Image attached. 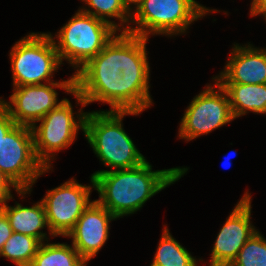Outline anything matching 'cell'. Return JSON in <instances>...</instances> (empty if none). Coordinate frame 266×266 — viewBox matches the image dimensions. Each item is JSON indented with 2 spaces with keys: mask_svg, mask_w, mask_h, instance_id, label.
I'll return each mask as SVG.
<instances>
[{
  "mask_svg": "<svg viewBox=\"0 0 266 266\" xmlns=\"http://www.w3.org/2000/svg\"><path fill=\"white\" fill-rule=\"evenodd\" d=\"M148 38L120 32L83 67L74 73L75 96L82 108L100 101L110 111H127L126 82L121 71L129 68H150L146 51Z\"/></svg>",
  "mask_w": 266,
  "mask_h": 266,
  "instance_id": "obj_1",
  "label": "cell"
},
{
  "mask_svg": "<svg viewBox=\"0 0 266 266\" xmlns=\"http://www.w3.org/2000/svg\"><path fill=\"white\" fill-rule=\"evenodd\" d=\"M187 171V167L152 171V165L145 161L128 169L98 170L91 176L99 194L96 201L118 219L140 210L146 201L174 184Z\"/></svg>",
  "mask_w": 266,
  "mask_h": 266,
  "instance_id": "obj_2",
  "label": "cell"
},
{
  "mask_svg": "<svg viewBox=\"0 0 266 266\" xmlns=\"http://www.w3.org/2000/svg\"><path fill=\"white\" fill-rule=\"evenodd\" d=\"M136 111H93L85 117L84 135L96 156L113 170L133 168L143 164L145 157L123 128L122 118L139 115Z\"/></svg>",
  "mask_w": 266,
  "mask_h": 266,
  "instance_id": "obj_3",
  "label": "cell"
},
{
  "mask_svg": "<svg viewBox=\"0 0 266 266\" xmlns=\"http://www.w3.org/2000/svg\"><path fill=\"white\" fill-rule=\"evenodd\" d=\"M217 9H208L195 0H143L131 13L129 33L149 38V35L176 36L186 33L191 23Z\"/></svg>",
  "mask_w": 266,
  "mask_h": 266,
  "instance_id": "obj_4",
  "label": "cell"
},
{
  "mask_svg": "<svg viewBox=\"0 0 266 266\" xmlns=\"http://www.w3.org/2000/svg\"><path fill=\"white\" fill-rule=\"evenodd\" d=\"M118 31L109 23L78 10L56 32L57 41L51 33L60 61H68L75 73L94 58ZM54 37V38H53ZM57 42V43H56Z\"/></svg>",
  "mask_w": 266,
  "mask_h": 266,
  "instance_id": "obj_5",
  "label": "cell"
},
{
  "mask_svg": "<svg viewBox=\"0 0 266 266\" xmlns=\"http://www.w3.org/2000/svg\"><path fill=\"white\" fill-rule=\"evenodd\" d=\"M13 87L50 82L61 67L55 44L49 33H30L15 42L9 54ZM42 81V82H41Z\"/></svg>",
  "mask_w": 266,
  "mask_h": 266,
  "instance_id": "obj_6",
  "label": "cell"
},
{
  "mask_svg": "<svg viewBox=\"0 0 266 266\" xmlns=\"http://www.w3.org/2000/svg\"><path fill=\"white\" fill-rule=\"evenodd\" d=\"M80 108L74 117L73 106L64 98L55 109L50 110L38 126L31 127L36 158L45 168H51L55 152L68 148L77 138L78 130L84 132L87 112ZM76 117L78 120H76Z\"/></svg>",
  "mask_w": 266,
  "mask_h": 266,
  "instance_id": "obj_7",
  "label": "cell"
},
{
  "mask_svg": "<svg viewBox=\"0 0 266 266\" xmlns=\"http://www.w3.org/2000/svg\"><path fill=\"white\" fill-rule=\"evenodd\" d=\"M0 170L7 175L20 190H32L33 185L45 172L36 158L32 129L16 124L0 141Z\"/></svg>",
  "mask_w": 266,
  "mask_h": 266,
  "instance_id": "obj_8",
  "label": "cell"
},
{
  "mask_svg": "<svg viewBox=\"0 0 266 266\" xmlns=\"http://www.w3.org/2000/svg\"><path fill=\"white\" fill-rule=\"evenodd\" d=\"M233 120L228 95L215 81L213 86L206 85L187 106L180 122L178 136L185 141H191Z\"/></svg>",
  "mask_w": 266,
  "mask_h": 266,
  "instance_id": "obj_9",
  "label": "cell"
},
{
  "mask_svg": "<svg viewBox=\"0 0 266 266\" xmlns=\"http://www.w3.org/2000/svg\"><path fill=\"white\" fill-rule=\"evenodd\" d=\"M90 181L92 186H86L71 178L60 186L48 190L41 199L46 210L48 234L52 237H66L93 202L90 201L91 190L95 188L92 176Z\"/></svg>",
  "mask_w": 266,
  "mask_h": 266,
  "instance_id": "obj_10",
  "label": "cell"
},
{
  "mask_svg": "<svg viewBox=\"0 0 266 266\" xmlns=\"http://www.w3.org/2000/svg\"><path fill=\"white\" fill-rule=\"evenodd\" d=\"M55 88L64 89L66 93L72 94L75 89L74 74L69 79L59 82L13 87L9 102L1 98L0 100L16 124L32 127L63 102L64 99L58 101V92Z\"/></svg>",
  "mask_w": 266,
  "mask_h": 266,
  "instance_id": "obj_11",
  "label": "cell"
},
{
  "mask_svg": "<svg viewBox=\"0 0 266 266\" xmlns=\"http://www.w3.org/2000/svg\"><path fill=\"white\" fill-rule=\"evenodd\" d=\"M251 195L245 192L217 234L209 266H229L257 231L251 219Z\"/></svg>",
  "mask_w": 266,
  "mask_h": 266,
  "instance_id": "obj_12",
  "label": "cell"
},
{
  "mask_svg": "<svg viewBox=\"0 0 266 266\" xmlns=\"http://www.w3.org/2000/svg\"><path fill=\"white\" fill-rule=\"evenodd\" d=\"M117 218L94 200L67 234L73 247L88 263L103 247L109 237V223Z\"/></svg>",
  "mask_w": 266,
  "mask_h": 266,
  "instance_id": "obj_13",
  "label": "cell"
},
{
  "mask_svg": "<svg viewBox=\"0 0 266 266\" xmlns=\"http://www.w3.org/2000/svg\"><path fill=\"white\" fill-rule=\"evenodd\" d=\"M247 45L234 44L225 68L213 80L218 83L266 84V49Z\"/></svg>",
  "mask_w": 266,
  "mask_h": 266,
  "instance_id": "obj_14",
  "label": "cell"
},
{
  "mask_svg": "<svg viewBox=\"0 0 266 266\" xmlns=\"http://www.w3.org/2000/svg\"><path fill=\"white\" fill-rule=\"evenodd\" d=\"M7 202L8 200L1 202L0 210L8 218L13 232L35 237L41 242L47 241V233L41 231L45 227L48 228L46 210L42 201L31 207L22 206L20 203L9 206Z\"/></svg>",
  "mask_w": 266,
  "mask_h": 266,
  "instance_id": "obj_15",
  "label": "cell"
},
{
  "mask_svg": "<svg viewBox=\"0 0 266 266\" xmlns=\"http://www.w3.org/2000/svg\"><path fill=\"white\" fill-rule=\"evenodd\" d=\"M226 91L234 119L246 113L266 114V84L219 83Z\"/></svg>",
  "mask_w": 266,
  "mask_h": 266,
  "instance_id": "obj_16",
  "label": "cell"
},
{
  "mask_svg": "<svg viewBox=\"0 0 266 266\" xmlns=\"http://www.w3.org/2000/svg\"><path fill=\"white\" fill-rule=\"evenodd\" d=\"M149 73L150 68H129L121 71L127 88V111L141 113L152 105Z\"/></svg>",
  "mask_w": 266,
  "mask_h": 266,
  "instance_id": "obj_17",
  "label": "cell"
},
{
  "mask_svg": "<svg viewBox=\"0 0 266 266\" xmlns=\"http://www.w3.org/2000/svg\"><path fill=\"white\" fill-rule=\"evenodd\" d=\"M73 245L42 242L30 266H86Z\"/></svg>",
  "mask_w": 266,
  "mask_h": 266,
  "instance_id": "obj_18",
  "label": "cell"
},
{
  "mask_svg": "<svg viewBox=\"0 0 266 266\" xmlns=\"http://www.w3.org/2000/svg\"><path fill=\"white\" fill-rule=\"evenodd\" d=\"M197 259L164 227L157 251L150 266H198Z\"/></svg>",
  "mask_w": 266,
  "mask_h": 266,
  "instance_id": "obj_19",
  "label": "cell"
},
{
  "mask_svg": "<svg viewBox=\"0 0 266 266\" xmlns=\"http://www.w3.org/2000/svg\"><path fill=\"white\" fill-rule=\"evenodd\" d=\"M88 5V8L81 7L85 13L93 15L94 17L101 19L110 25H112L117 31L129 32L131 14L123 6L121 0H81ZM91 10H90V9ZM109 18V19H108ZM112 18H117L120 23L111 21ZM127 24V26H125Z\"/></svg>",
  "mask_w": 266,
  "mask_h": 266,
  "instance_id": "obj_20",
  "label": "cell"
},
{
  "mask_svg": "<svg viewBox=\"0 0 266 266\" xmlns=\"http://www.w3.org/2000/svg\"><path fill=\"white\" fill-rule=\"evenodd\" d=\"M41 243L35 237L13 232L3 245L0 256L6 257L16 266H30Z\"/></svg>",
  "mask_w": 266,
  "mask_h": 266,
  "instance_id": "obj_21",
  "label": "cell"
},
{
  "mask_svg": "<svg viewBox=\"0 0 266 266\" xmlns=\"http://www.w3.org/2000/svg\"><path fill=\"white\" fill-rule=\"evenodd\" d=\"M229 266H266V238L256 231Z\"/></svg>",
  "mask_w": 266,
  "mask_h": 266,
  "instance_id": "obj_22",
  "label": "cell"
},
{
  "mask_svg": "<svg viewBox=\"0 0 266 266\" xmlns=\"http://www.w3.org/2000/svg\"><path fill=\"white\" fill-rule=\"evenodd\" d=\"M11 187L14 188L17 194L25 197L26 194H31L32 190H20L18 186L0 170V202L13 199Z\"/></svg>",
  "mask_w": 266,
  "mask_h": 266,
  "instance_id": "obj_23",
  "label": "cell"
},
{
  "mask_svg": "<svg viewBox=\"0 0 266 266\" xmlns=\"http://www.w3.org/2000/svg\"><path fill=\"white\" fill-rule=\"evenodd\" d=\"M16 125L10 117L8 109L0 100V141Z\"/></svg>",
  "mask_w": 266,
  "mask_h": 266,
  "instance_id": "obj_24",
  "label": "cell"
},
{
  "mask_svg": "<svg viewBox=\"0 0 266 266\" xmlns=\"http://www.w3.org/2000/svg\"><path fill=\"white\" fill-rule=\"evenodd\" d=\"M13 230L6 215L0 210V252L5 242L12 235Z\"/></svg>",
  "mask_w": 266,
  "mask_h": 266,
  "instance_id": "obj_25",
  "label": "cell"
},
{
  "mask_svg": "<svg viewBox=\"0 0 266 266\" xmlns=\"http://www.w3.org/2000/svg\"><path fill=\"white\" fill-rule=\"evenodd\" d=\"M250 6V16L263 15L266 22V0H252Z\"/></svg>",
  "mask_w": 266,
  "mask_h": 266,
  "instance_id": "obj_26",
  "label": "cell"
},
{
  "mask_svg": "<svg viewBox=\"0 0 266 266\" xmlns=\"http://www.w3.org/2000/svg\"><path fill=\"white\" fill-rule=\"evenodd\" d=\"M121 1L126 10L131 14L133 8L131 6H135L134 8L137 9L143 0H121Z\"/></svg>",
  "mask_w": 266,
  "mask_h": 266,
  "instance_id": "obj_27",
  "label": "cell"
},
{
  "mask_svg": "<svg viewBox=\"0 0 266 266\" xmlns=\"http://www.w3.org/2000/svg\"><path fill=\"white\" fill-rule=\"evenodd\" d=\"M233 156H236V152L232 151L231 153H229L226 157H225V160L223 162V167L224 168H227V167H230L231 166V160L230 158L233 157Z\"/></svg>",
  "mask_w": 266,
  "mask_h": 266,
  "instance_id": "obj_28",
  "label": "cell"
}]
</instances>
